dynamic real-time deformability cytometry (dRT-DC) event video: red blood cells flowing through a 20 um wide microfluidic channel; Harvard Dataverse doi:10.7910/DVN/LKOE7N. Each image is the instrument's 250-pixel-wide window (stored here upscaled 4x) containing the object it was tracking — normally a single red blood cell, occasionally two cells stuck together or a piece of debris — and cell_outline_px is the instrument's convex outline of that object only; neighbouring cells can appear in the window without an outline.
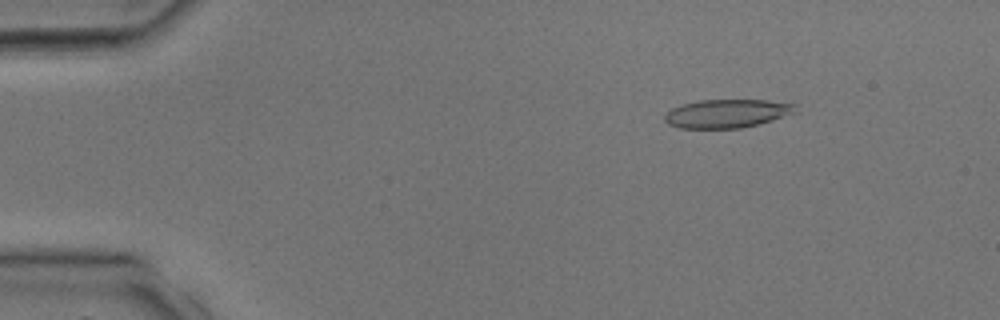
{"species": "common noctule bat (a hibernating species)", "species_latin": "Nyctalus noctula", "temperature_condition": "room temperature", "stored_images_in_passage": 33, "camera_frame_rate_fps": 3000, "um_per_image_px": 0.085, "animal": {"sex": "male", "body_mass_g": 17.9, "forearm_length_mm": 54.2}, "frame": {"image": 1, "passage_image": 5, "time_ms": 1.333, "image_size_px": [1000, 320], "cell_outline_px": [[800, 112], [760, 124], [740, 128], [680, 128], [668, 124], [664, 120], [664, 116], [672, 108], [680, 104], [700, 100], [764, 100], [796, 104]], "centroid_in_image_um": [61.84, 9.65], "position_along_channel_um": 23.2, "area_um2": 21.96}}
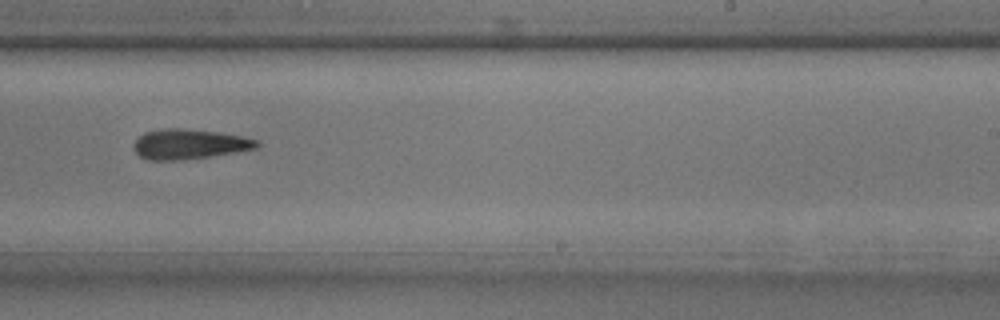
{"frame": {"image": 2, "passage_image": 21, "time_ms": 6.667, "image_size_px": [1000, 320], "cell_outline_px": [[260, 144], [256, 148], [236, 152], [180, 160], [148, 160], [140, 156], [132, 148], [132, 144], [144, 132], [164, 128], [184, 128], [216, 132], [240, 136], [256, 140]], "centroid_in_image_um": [16.03, 12.25], "position_along_channel_um": 273.0, "area_um2": 21.33}}
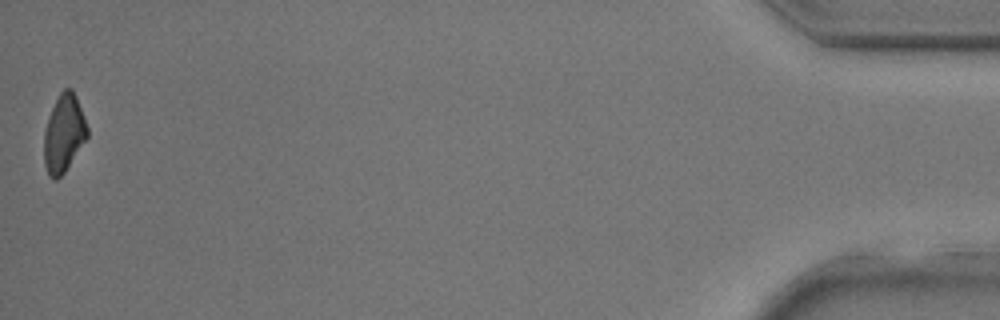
{"frame": {"image": 3, "passage_image": 33, "time_ms": 10.667, "image_size_px": [1000, 320], "cell_outline_px": [[88, 136], [64, 172], [56, 180], [52, 180], [48, 176], [44, 164], [44, 132], [48, 116], [60, 92], [64, 88], [72, 88], [76, 96], [84, 116], [88, 128]], "centroid_in_image_um": [5.41, 11.34], "position_along_channel_um": 429.8, "area_um2": 19.54}}